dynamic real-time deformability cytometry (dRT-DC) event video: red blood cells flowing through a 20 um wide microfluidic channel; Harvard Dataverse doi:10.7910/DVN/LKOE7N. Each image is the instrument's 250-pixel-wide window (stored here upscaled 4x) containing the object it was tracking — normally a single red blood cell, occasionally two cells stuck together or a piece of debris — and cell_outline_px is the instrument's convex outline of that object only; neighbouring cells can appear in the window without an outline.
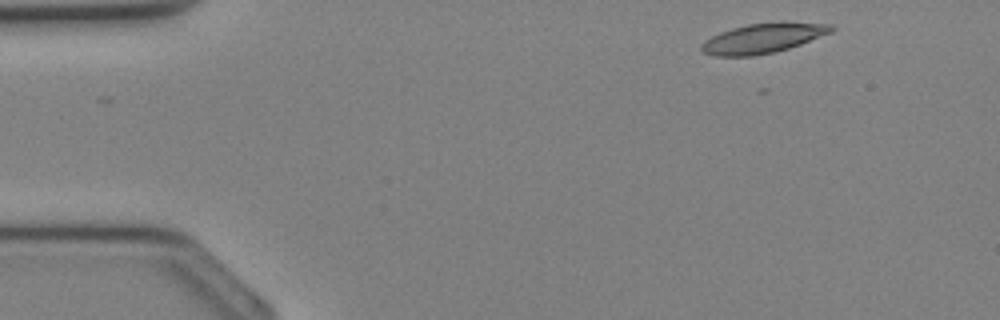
{"species": "Egyptian fruit bat (a non-hibernating species)", "species_latin": "Rousettus aegyptiacus", "temperature_condition": "cold", "stored_images_in_passage": 33, "camera_frame_rate_fps": 3000, "um_per_image_px": 0.085, "animal": {"sex": "female"}, "frame": {"image": 1, "passage_image": 2, "time_ms": 0.333, "image_size_px": [1000, 320], "cell_outline_px": [[836, 28], [832, 32], [800, 44], [776, 52], [752, 56], [716, 56], [704, 52], [700, 48], [700, 44], [704, 40], [720, 32], [732, 28], [748, 24], [832, 24]], "centroid_in_image_um": [64.78, 3.29], "position_along_channel_um": 20.2, "area_um2": 21.73}}
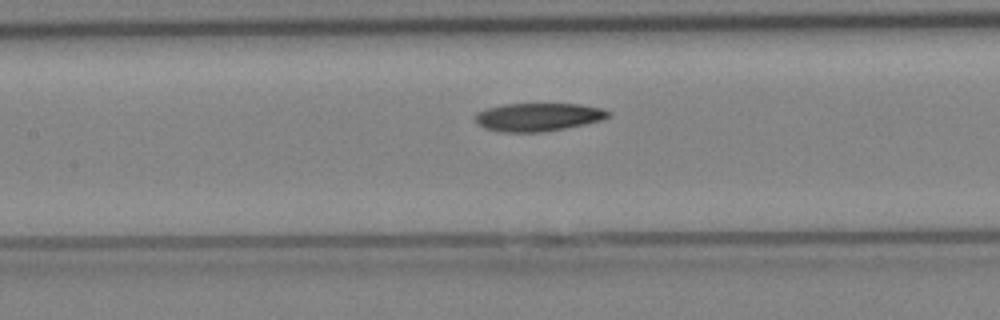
{"frame": {"image": 2, "passage_image": 14, "time_ms": 4.333, "image_size_px": [1000, 320], "cell_outline_px": [[612, 116], [600, 120], [584, 124], [544, 132], [504, 132], [484, 128], [472, 116], [476, 112], [484, 108], [504, 104], [580, 104], [604, 108], [612, 112]], "centroid_in_image_um": [45.75, 9.93], "position_along_channel_um": 161.7, "area_um2": 22.02}}
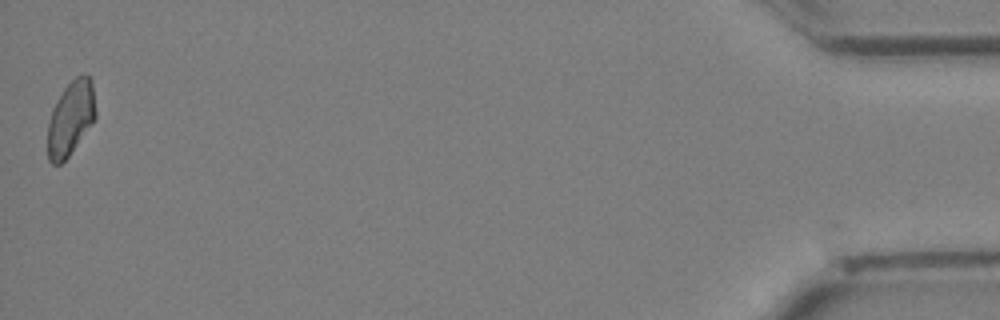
{"frame": {"image": 3, "passage_image": 33, "time_ms": 10.667, "image_size_px": [1000, 320], "cell_outline_px": [[96, 116], [68, 156], [60, 164], [52, 164], [48, 160], [48, 124], [52, 108], [56, 100], [64, 88], [80, 72], [84, 72], [92, 76], [96, 112]], "centroid_in_image_um": [6.01, 9.97], "position_along_channel_um": 429.2, "area_um2": 20.81}}